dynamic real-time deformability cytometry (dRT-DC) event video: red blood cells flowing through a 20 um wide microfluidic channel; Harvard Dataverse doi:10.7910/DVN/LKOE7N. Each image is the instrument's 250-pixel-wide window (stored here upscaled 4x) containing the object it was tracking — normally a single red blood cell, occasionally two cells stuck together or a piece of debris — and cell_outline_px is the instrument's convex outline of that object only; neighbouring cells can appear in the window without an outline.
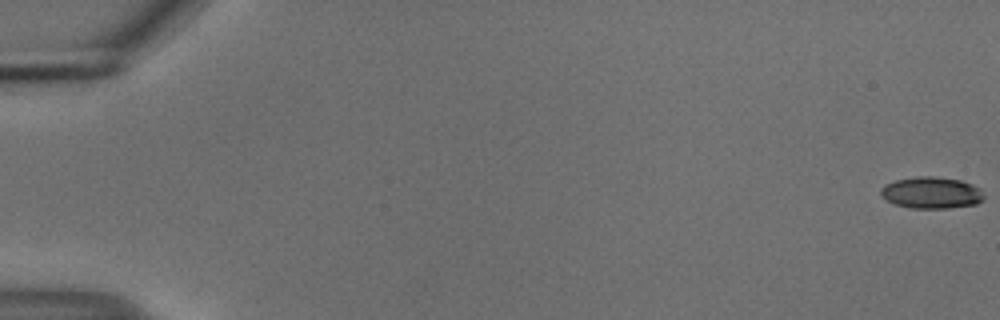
{"species": "common noctule bat (a hibernating species)", "species_latin": "Nyctalus noctula", "temperature_condition": "cold", "stored_images_in_passage": 56, "camera_frame_rate_fps": 3000, "um_per_image_px": 0.085, "animal": {"sex": "male", "body_mass_g": 18.8}, "frame": {"image": 1, "passage_image": 1, "time_ms": 0.0, "image_size_px": [1000, 320], "cell_outline_px": [[984, 200], [976, 204], [948, 208], [912, 208], [896, 204], [884, 200], [880, 196], [880, 188], [884, 184], [896, 180], [916, 176], [936, 176], [960, 180], [972, 184], [980, 188], [984, 196]], "centroid_in_image_um": [79.15, 16.37], "position_along_channel_um": 5.8, "area_um2": 19.25}}
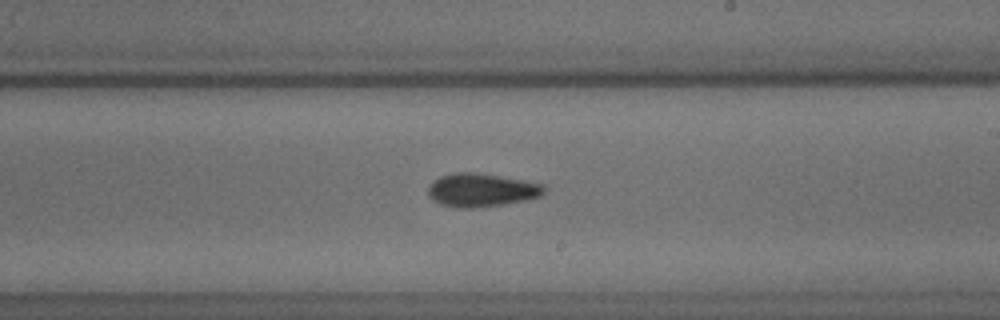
{"frame": {"image": 2, "passage_image": 34, "time_ms": 11.0, "image_size_px": [1000, 320], "cell_outline_px": [[544, 192], [540, 196], [524, 200], [504, 204], [472, 208], [456, 208], [440, 204], [432, 200], [428, 196], [428, 184], [432, 180], [440, 176], [456, 172], [476, 172], [524, 180], [544, 184]], "centroid_in_image_um": [40.86, 16.15], "position_along_channel_um": 248.1, "area_um2": 22.72}}
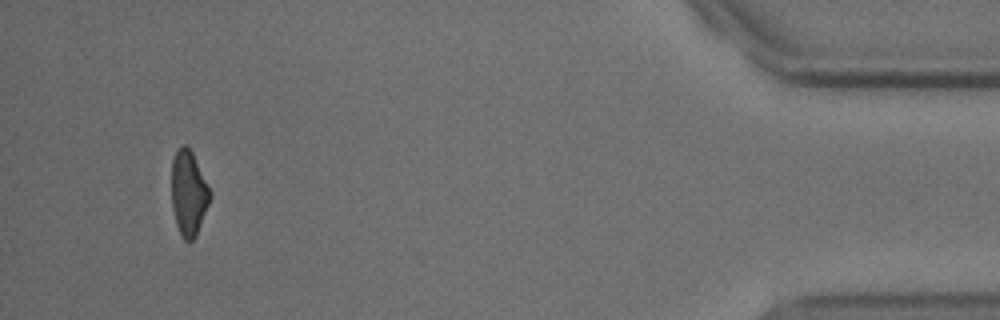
{"frame": {"image": 3, "passage_image": 53, "time_ms": 17.333, "image_size_px": [1000, 320], "cell_outline_px": [[212, 196], [196, 236], [188, 244], [180, 236], [176, 224], [172, 208], [172, 160], [176, 152], [184, 144], [188, 144], [212, 192]], "centroid_in_image_um": [16.04, 16.45], "position_along_channel_um": 419.2, "area_um2": 19.25}, "authors_computed_cell_mechanics": {"area_um2": 20.6057, "velocity_mm_per_s": 3.7332, "shape_relaxation_time_tau1_ms": 4.2097, "shape_relaxation_time_tau2_ms": 4.8182, "deformation_change_tau1": 0.1175, "deformation_change_tau2": 0.1014}}